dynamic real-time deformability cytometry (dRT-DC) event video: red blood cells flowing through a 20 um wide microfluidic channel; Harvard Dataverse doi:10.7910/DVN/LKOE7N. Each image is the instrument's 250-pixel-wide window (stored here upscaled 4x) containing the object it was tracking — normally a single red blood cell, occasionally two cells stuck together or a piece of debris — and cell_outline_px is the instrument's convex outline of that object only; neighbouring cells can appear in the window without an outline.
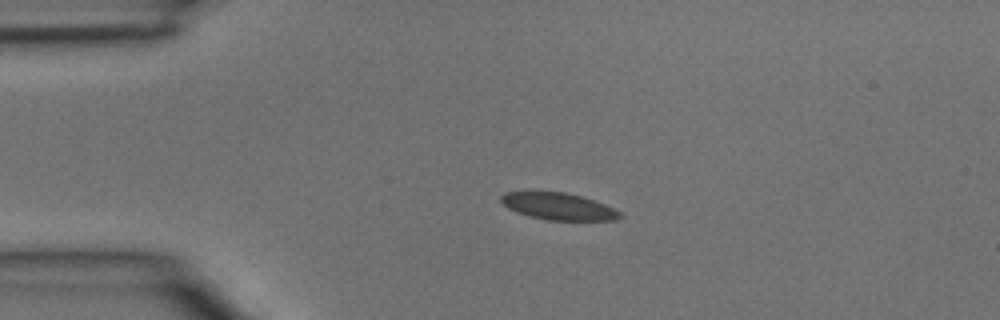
{"species": "common noctule bat (a hibernating species)", "species_latin": "Nyctalus noctula", "temperature_condition": "room temperature", "stored_images_in_passage": 4, "camera_frame_rate_fps": 3000, "um_per_image_px": 0.085, "animal": {"sex": "male", "body_mass_g": 15.6}, "frame": {"image": 1, "passage_image": 2, "time_ms": 0.333, "image_size_px": [1000, 320], "cell_outline_px": [[624, 216], [616, 220], [548, 220], [516, 212], [508, 208], [500, 200], [500, 196], [504, 192], [564, 192], [580, 196], [604, 204], [620, 212]], "centroid_in_image_um": [47.46, 17.54], "position_along_channel_um": 37.5, "area_um2": 18.38}}
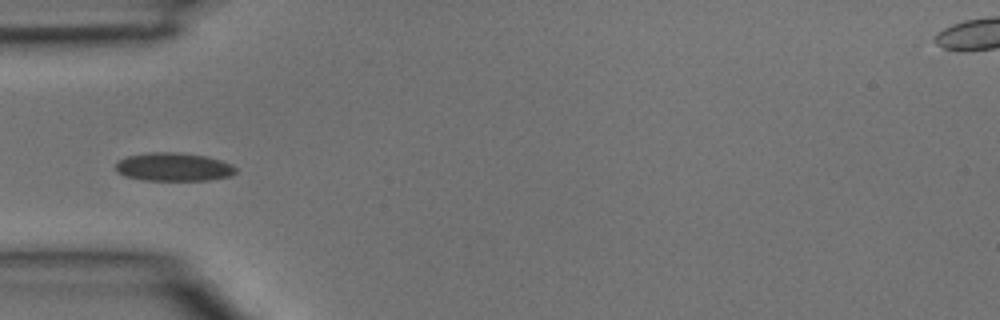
{"frame": {"image": 2, "passage_image": 3, "time_ms": 0.667, "image_size_px": [1000, 320], "cell_outline_px": [[236, 172], [232, 176], [208, 180], [144, 180], [124, 176], [116, 172], [116, 164], [120, 160], [128, 156], [148, 152], [180, 152], [204, 156], [220, 160], [232, 164], [236, 168]], "centroid_in_image_um": [14.76, 14.19], "position_along_channel_um": 70.2, "area_um2": 19.88}}